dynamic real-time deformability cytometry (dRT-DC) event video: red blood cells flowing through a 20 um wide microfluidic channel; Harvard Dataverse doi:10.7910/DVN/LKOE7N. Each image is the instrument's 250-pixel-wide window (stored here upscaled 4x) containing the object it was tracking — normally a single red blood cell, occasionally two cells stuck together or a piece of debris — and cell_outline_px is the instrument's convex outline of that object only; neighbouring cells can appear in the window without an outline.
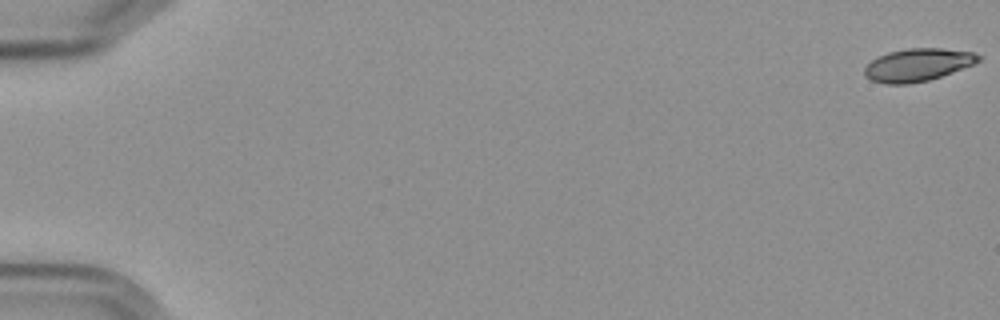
{"species": "Egyptian fruit bat (a non-hibernating species)", "species_latin": "Rousettus aegyptiacus", "temperature_condition": "cold", "stored_images_in_passage": 58, "camera_frame_rate_fps": 3000, "um_per_image_px": 0.085, "frame": {"image": 1, "passage_image": 1, "time_ms": 0.0, "image_size_px": [1000, 320], "cell_outline_px": [[984, 56], [980, 60], [972, 64], [952, 72], [928, 80], [908, 84], [884, 84], [872, 80], [864, 76], [864, 68], [872, 60], [888, 52], [908, 48], [940, 48], [972, 52]], "centroid_in_image_um": [77.99, 5.51], "position_along_channel_um": 7.0, "area_um2": 21.56}}
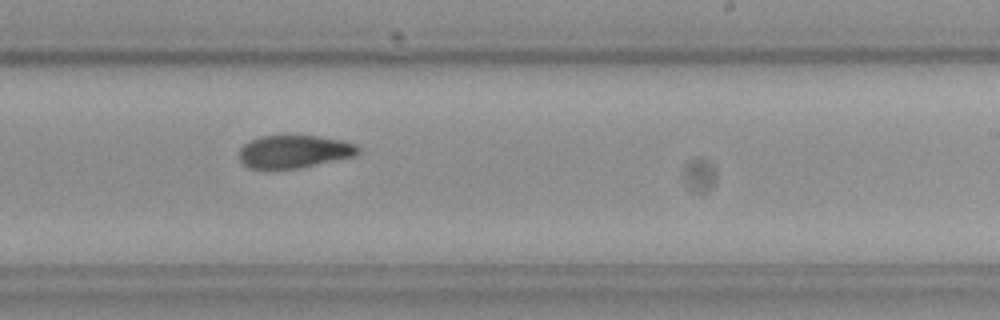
{"frame": {"image": 2, "passage_image": 37, "time_ms": 12.0, "image_size_px": [1000, 320], "cell_outline_px": [[360, 152], [352, 156], [300, 168], [264, 172], [248, 168], [240, 160], [240, 148], [244, 144], [260, 136], [320, 136], [340, 140], [356, 144], [360, 148]], "centroid_in_image_um": [24.94, 12.92], "position_along_channel_um": 264.1, "area_um2": 23.18}}
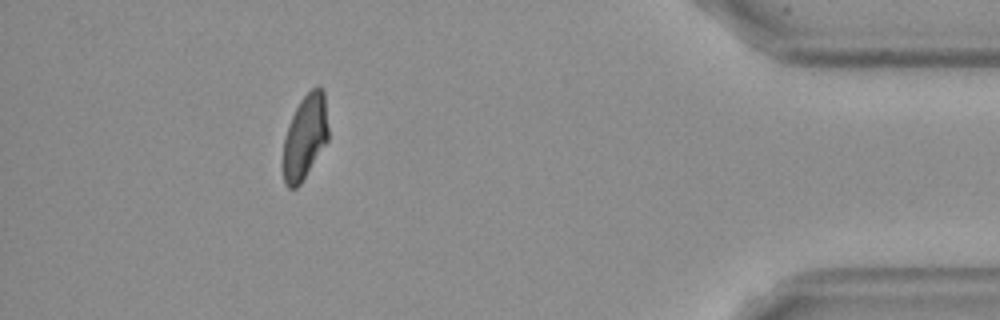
{"frame": {"image": 3, "passage_image": 53, "time_ms": 17.333, "image_size_px": [1000, 320], "cell_outline_px": [[328, 140], [300, 184], [296, 188], [288, 188], [284, 184], [284, 140], [292, 116], [300, 100], [316, 84], [320, 84], [324, 92], [328, 128]], "centroid_in_image_um": [25.95, 11.61], "position_along_channel_um": 409.3, "area_um2": 21.96}, "authors_computed_cell_mechanics": {"area_um2": 23.2934, "velocity_mm_per_s": 3.5863, "shape_relaxation_time_tau1_ms": 5.2403, "shape_relaxation_time_tau2_ms": 5.9559, "deformation_change_tau1": 0.1546, "deformation_change_tau2": 0.1168}}